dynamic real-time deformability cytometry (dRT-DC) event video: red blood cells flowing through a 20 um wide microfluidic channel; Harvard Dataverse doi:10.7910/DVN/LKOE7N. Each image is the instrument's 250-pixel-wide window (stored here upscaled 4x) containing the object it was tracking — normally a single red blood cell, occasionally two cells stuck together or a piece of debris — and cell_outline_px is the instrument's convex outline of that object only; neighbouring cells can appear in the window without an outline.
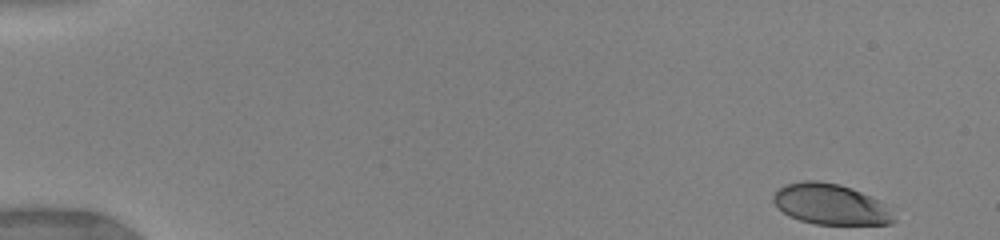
{"species": "human", "species_latin": "Homo sapiens", "temperature_condition": "warm", "stored_images_in_passage": 55, "camera_frame_rate_fps": 3000, "um_per_image_px": 0.085, "donor": {"sex": "female"}, "frame": {"image": 1, "passage_image": 1, "time_ms": 0.0, "image_size_px": [1000, 240], "cell_outline_px": [[896, 220], [892, 224], [816, 224], [800, 220], [784, 212], [772, 200], [772, 196], [784, 184], [804, 180], [816, 180], [840, 184], [852, 188], [876, 200]], "centroid_in_image_um": [70.53, 17.35], "position_along_channel_um": 14.5, "area_um2": 27.86}}
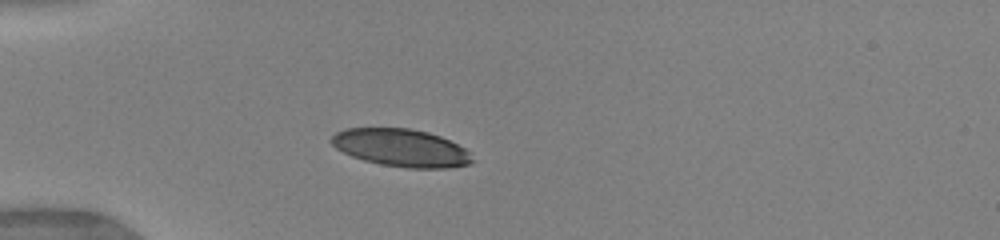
{"frame": {"image": 2, "passage_image": 21, "time_ms": 4.0, "image_size_px": [1000, 240], "cell_outline_px": [[476, 160], [472, 164], [448, 168], [408, 168], [380, 164], [364, 160], [352, 156], [336, 148], [332, 144], [332, 136], [336, 132], [348, 128], [408, 128], [428, 132], [440, 136], [464, 148]], "centroid_in_image_um": [34.13, 12.57], "position_along_channel_um": 50.9, "area_um2": 30.81}}